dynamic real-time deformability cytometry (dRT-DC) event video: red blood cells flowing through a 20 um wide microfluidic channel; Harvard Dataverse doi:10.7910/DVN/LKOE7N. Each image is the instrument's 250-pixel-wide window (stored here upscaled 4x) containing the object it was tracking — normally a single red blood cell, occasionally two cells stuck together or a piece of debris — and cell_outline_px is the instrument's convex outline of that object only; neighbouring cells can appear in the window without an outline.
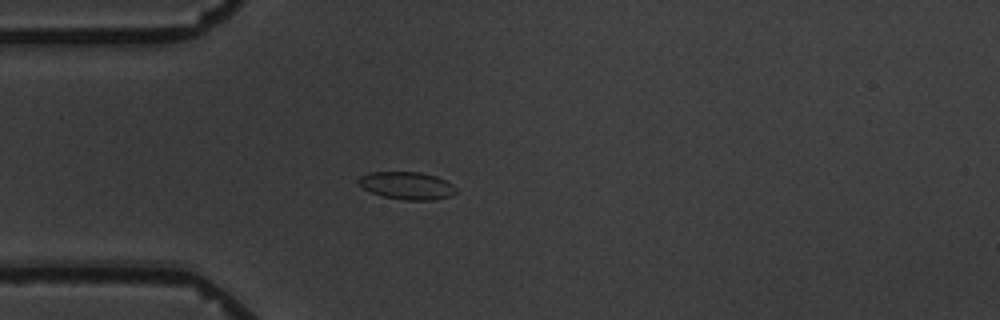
{"species": "common noctule bat (a hibernating species)", "species_latin": "Nyctalus noctula", "temperature_condition": "warm", "stored_images_in_passage": 4, "camera_frame_rate_fps": 3000, "um_per_image_px": 0.085, "animal": {"sex": "male", "body_mass_g": 19.5, "forearm_length_mm": 54.6}, "frame": {"image": 1, "passage_image": 4, "time_ms": 4.0, "image_size_px": [1000, 320], "cell_outline_px": [[456, 192], [452, 196], [436, 200], [404, 200], [384, 196], [372, 192], [364, 188], [356, 180], [360, 176], [368, 172], [420, 172], [436, 176], [452, 184], [456, 188]], "centroid_in_image_um": [34.61, 15.77], "position_along_channel_um": 50.4, "area_um2": 15.66}}